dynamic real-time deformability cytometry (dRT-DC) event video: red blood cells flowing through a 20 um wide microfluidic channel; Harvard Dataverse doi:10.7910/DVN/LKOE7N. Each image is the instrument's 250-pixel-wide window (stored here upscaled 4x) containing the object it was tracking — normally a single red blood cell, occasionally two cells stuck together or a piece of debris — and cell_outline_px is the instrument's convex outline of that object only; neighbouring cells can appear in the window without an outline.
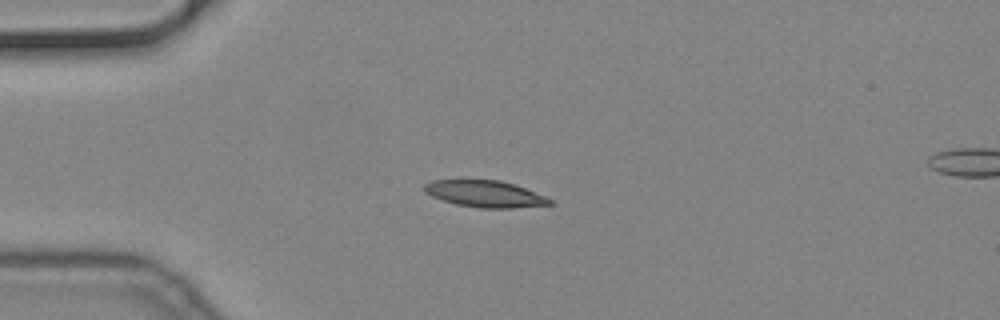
{"species": "common noctule bat (a hibernating species)", "species_latin": "Nyctalus noctula", "temperature_condition": "cold", "stored_images_in_passage": 43, "camera_frame_rate_fps": 3000, "um_per_image_px": 0.085, "animal": {"sex": "male", "body_mass_g": 19.2, "forearm_length_mm": 51.8}, "frame": {"image": 1, "passage_image": 1, "time_ms": 0.0, "image_size_px": [1000, 320], "cell_outline_px": [[552, 204], [512, 208], [480, 208], [456, 204], [432, 196], [424, 192], [424, 184], [432, 180], [500, 180], [524, 188], [544, 196], [552, 200]], "centroid_in_image_um": [41.19, 16.48], "position_along_channel_um": 43.8, "area_um2": 19.19}}
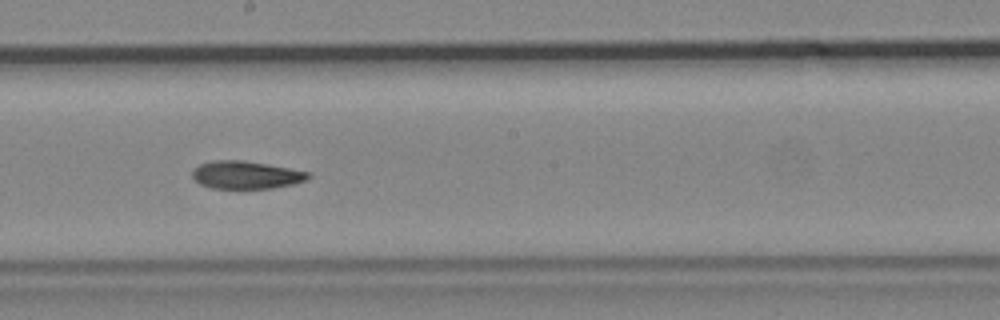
{"frame": {"image": 2, "passage_image": 18, "time_ms": 5.667, "image_size_px": [1000, 320], "cell_outline_px": [[312, 176], [308, 180], [292, 184], [272, 188], [212, 188], [200, 184], [192, 176], [192, 168], [200, 164], [212, 160], [244, 160], [268, 164], [312, 172]], "centroid_in_image_um": [20.94, 14.85], "position_along_channel_um": 227.3, "area_um2": 18.96}}
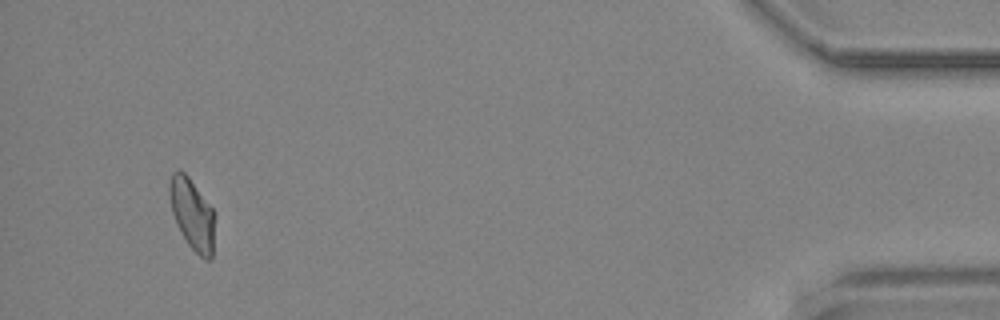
{"frame": {"image": 3, "passage_image": 40, "time_ms": 13.0, "image_size_px": [1000, 320], "cell_outline_px": [[212, 260], [204, 260], [188, 244], [180, 232], [176, 224], [172, 212], [168, 196], [168, 184], [172, 172], [180, 168], [188, 176], [212, 208]], "centroid_in_image_um": [16.26, 18.16], "position_along_channel_um": 418.9, "area_um2": 18.5}}